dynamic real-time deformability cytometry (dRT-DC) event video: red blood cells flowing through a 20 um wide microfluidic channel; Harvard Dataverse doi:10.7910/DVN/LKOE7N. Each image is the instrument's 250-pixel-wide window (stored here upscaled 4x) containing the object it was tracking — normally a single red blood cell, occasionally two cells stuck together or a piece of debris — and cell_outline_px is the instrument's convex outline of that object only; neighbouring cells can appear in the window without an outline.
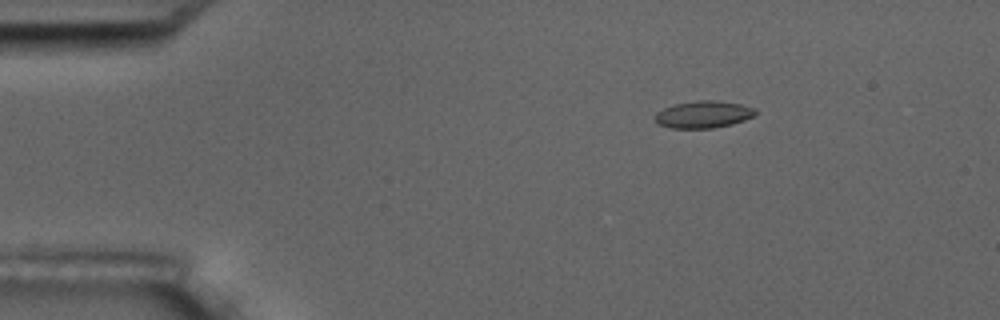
{"species": "common noctule bat (a hibernating species)", "species_latin": "Nyctalus noctula", "temperature_condition": "room temperature", "stored_images_in_passage": 6, "camera_frame_rate_fps": 3000, "um_per_image_px": 0.085, "animal": {"sex": "male", "body_mass_g": 17.5, "forearm_length_mm": 52.3}, "frame": {"image": 1, "passage_image": 2, "time_ms": 1.333, "image_size_px": [1000, 320], "cell_outline_px": [[756, 116], [732, 124], [712, 128], [672, 128], [656, 124], [652, 116], [656, 112], [672, 104], [700, 100], [716, 100], [740, 104], [756, 108]], "centroid_in_image_um": [59.76, 9.72], "position_along_channel_um": 25.2, "area_um2": 16.13}}
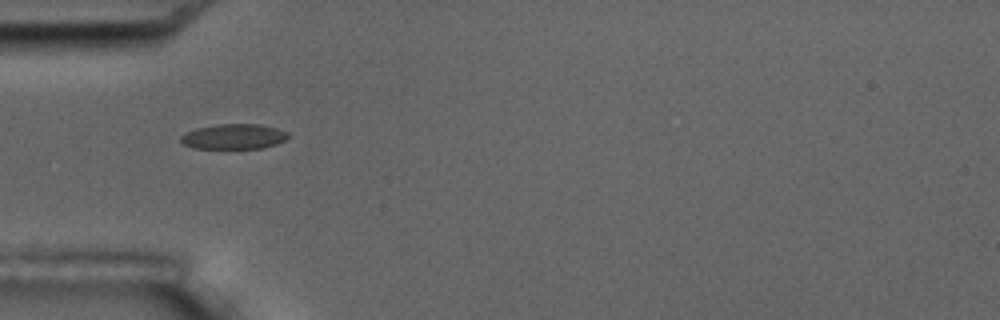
{"frame": {"image": 2, "passage_image": 4, "time_ms": 4.333, "image_size_px": [1000, 320], "cell_outline_px": [[288, 136], [284, 140], [276, 144], [260, 148], [196, 148], [184, 144], [180, 140], [180, 136], [196, 128], [216, 124], [256, 124], [276, 128], [288, 132]], "centroid_in_image_um": [19.86, 11.6], "position_along_channel_um": 65.1, "area_um2": 15.49}}